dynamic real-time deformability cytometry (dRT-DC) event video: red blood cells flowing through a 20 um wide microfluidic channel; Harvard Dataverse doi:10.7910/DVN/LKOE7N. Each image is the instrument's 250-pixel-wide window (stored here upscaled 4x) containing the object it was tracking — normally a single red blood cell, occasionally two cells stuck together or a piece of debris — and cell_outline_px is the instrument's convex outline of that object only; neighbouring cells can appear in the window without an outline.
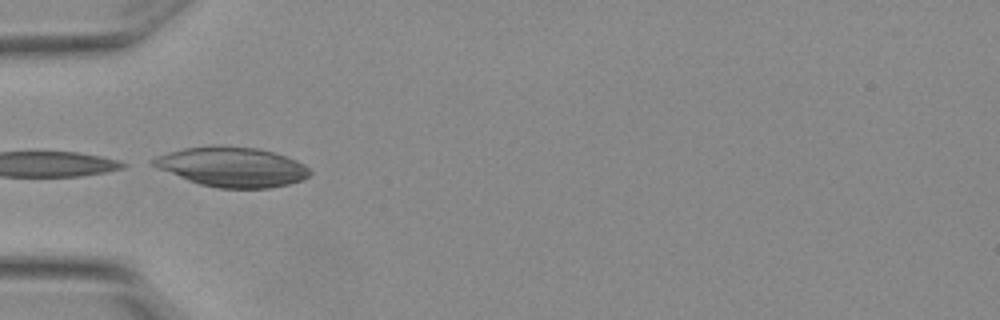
{"species": "Egyptian fruit bat (a non-hibernating species)", "species_latin": "Rousettus aegyptiacus", "temperature_condition": "warm", "stored_images_in_passage": 7, "camera_frame_rate_fps": 3000, "um_per_image_px": 0.085, "animal": {"sex": "female"}, "frame": {"image": 1, "passage_image": 4, "time_ms": 1.0, "image_size_px": [1000, 320], "cell_outline_px": [[312, 172], [304, 180], [288, 184], [268, 188], [216, 188], [200, 184], [188, 180], [148, 164], [148, 160], [156, 156], [168, 152], [184, 148], [256, 148], [272, 152], [296, 160], [304, 164]], "centroid_in_image_um": [19.72, 14.23], "position_along_channel_um": 65.3, "area_um2": 35.43}}
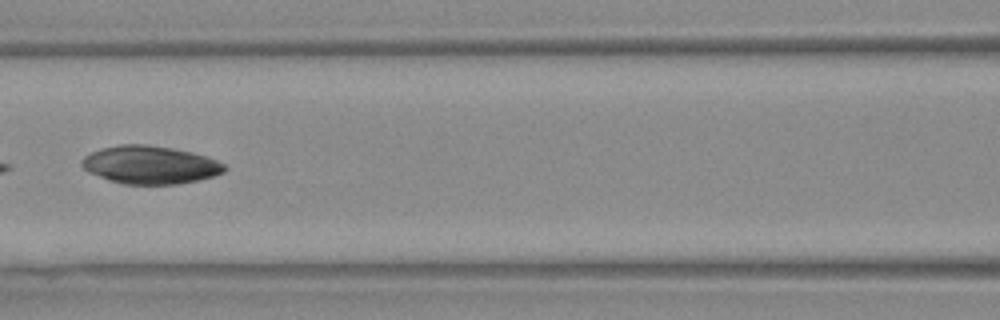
{"frame": {"image": 2, "passage_image": 6, "time_ms": 1.667, "image_size_px": [1000, 320], "cell_outline_px": [[228, 168], [224, 172], [212, 176], [196, 180], [176, 184], [124, 184], [108, 180], [88, 172], [80, 164], [80, 160], [84, 156], [100, 148], [120, 144], [148, 144], [172, 148], [192, 152], [216, 160], [224, 164]], "centroid_in_image_um": [12.72, 14.0], "position_along_channel_um": 153.9, "area_um2": 31.62}}
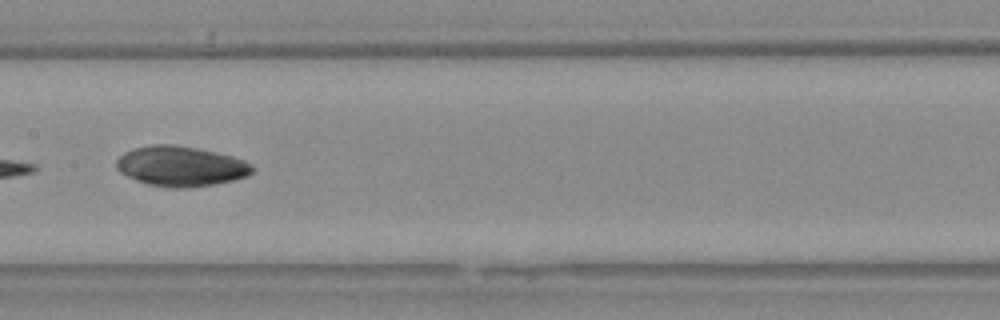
{"frame": {"image": 3, "passage_image": 7, "time_ms": 2.0, "image_size_px": [1000, 320], "cell_outline_px": [[256, 168], [252, 172], [244, 176], [232, 180], [216, 184], [188, 188], [164, 188], [148, 184], [136, 180], [120, 172], [116, 168], [116, 160], [124, 152], [132, 148], [152, 144], [176, 144], [216, 152], [232, 156], [244, 160], [252, 164]], "centroid_in_image_um": [15.35, 14.13], "position_along_channel_um": 192.1, "area_um2": 32.02}}